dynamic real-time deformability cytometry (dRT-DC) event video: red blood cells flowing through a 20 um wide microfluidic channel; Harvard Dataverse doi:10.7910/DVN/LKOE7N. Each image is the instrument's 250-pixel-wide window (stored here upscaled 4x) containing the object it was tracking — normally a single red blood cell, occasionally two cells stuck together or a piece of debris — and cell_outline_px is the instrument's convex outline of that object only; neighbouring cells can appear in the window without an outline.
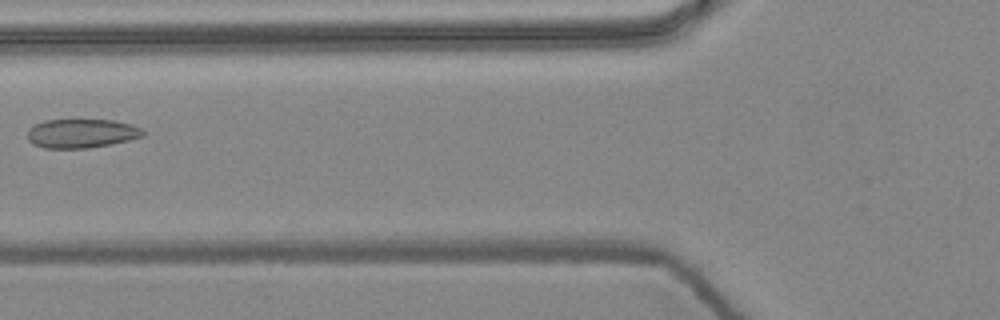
{"species": "common noctule bat (a hibernating species)", "species_latin": "Nyctalus noctula", "temperature_condition": "warm", "stored_images_in_passage": 3, "camera_frame_rate_fps": 3000, "um_per_image_px": 0.085, "animal": {"sex": "female", "body_mass_g": 24.6, "forearm_length_mm": 56.2}, "frame": {"image": 1, "passage_image": 3, "time_ms": 0.667, "image_size_px": [1000, 320], "cell_outline_px": [[144, 136], [112, 144], [88, 148], [44, 148], [32, 144], [28, 140], [28, 128], [44, 120], [112, 120], [132, 124], [140, 128], [144, 132]], "centroid_in_image_um": [6.91, 11.34], "position_along_channel_um": 118.9, "area_um2": 19.54}}